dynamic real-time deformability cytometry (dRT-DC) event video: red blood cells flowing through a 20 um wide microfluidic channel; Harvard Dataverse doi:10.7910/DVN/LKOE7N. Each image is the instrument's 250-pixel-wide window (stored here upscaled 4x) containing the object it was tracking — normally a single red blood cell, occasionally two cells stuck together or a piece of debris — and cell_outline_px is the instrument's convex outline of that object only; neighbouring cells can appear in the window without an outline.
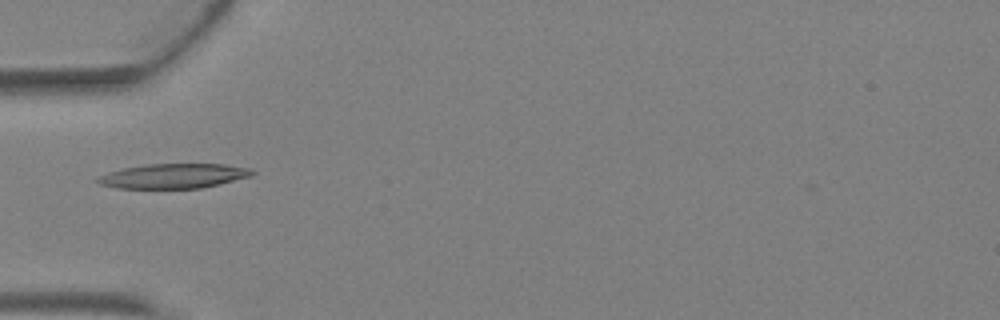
{"species": "Egyptian fruit bat (a non-hibernating species)", "species_latin": "Rousettus aegyptiacus", "temperature_condition": "warm", "stored_images_in_passage": 2, "camera_frame_rate_fps": 3000, "um_per_image_px": 0.085, "animal": {"sex": "female"}, "frame": {"image": 1, "passage_image": 1, "time_ms": 0.0, "image_size_px": [1000, 320], "cell_outline_px": [[256, 172], [252, 176], [220, 184], [200, 188], [116, 188], [100, 184], [96, 180], [100, 176], [108, 172], [124, 168], [144, 164], [224, 164], [252, 168]], "centroid_in_image_um": [14.81, 14.95], "position_along_channel_um": 70.2, "area_um2": 22.25}}
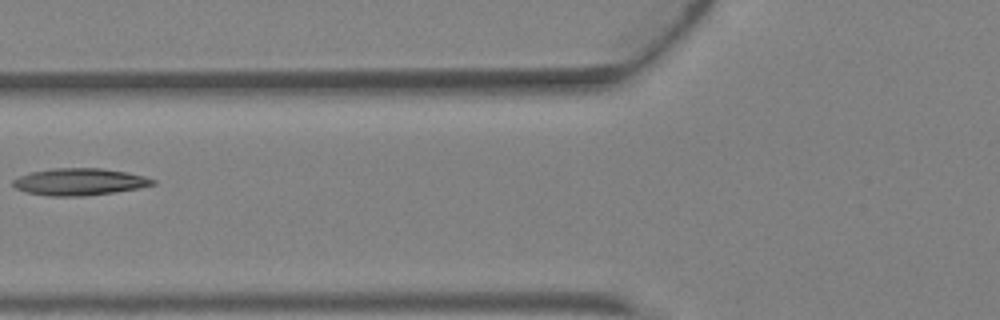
{"frame": {"image": 2, "passage_image": 2, "time_ms": 0.333, "image_size_px": [1000, 320], "cell_outline_px": [[156, 184], [140, 188], [116, 192], [84, 196], [48, 196], [24, 192], [16, 188], [12, 184], [12, 180], [20, 176], [32, 172], [52, 168], [100, 168], [124, 172], [144, 176], [156, 180]], "centroid_in_image_um": [6.75, 15.46], "position_along_channel_um": 119.0, "area_um2": 22.02}}